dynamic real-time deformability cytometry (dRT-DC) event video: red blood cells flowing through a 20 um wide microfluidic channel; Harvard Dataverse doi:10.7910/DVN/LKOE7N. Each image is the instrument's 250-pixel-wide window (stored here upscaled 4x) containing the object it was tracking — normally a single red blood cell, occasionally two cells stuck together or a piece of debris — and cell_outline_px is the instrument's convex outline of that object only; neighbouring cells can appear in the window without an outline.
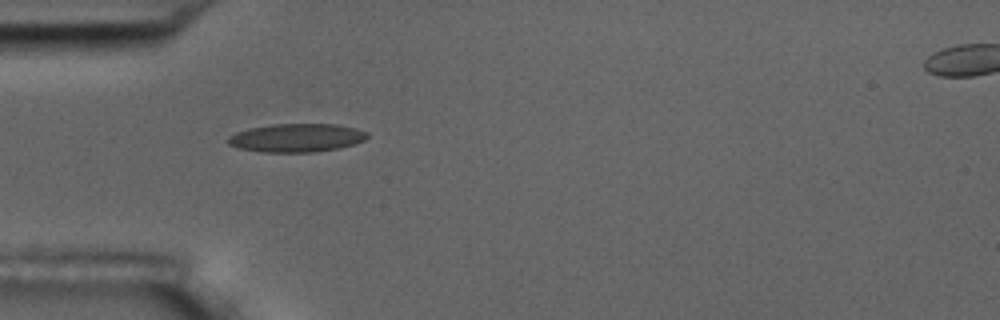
{"species": "common noctule bat (a hibernating species)", "species_latin": "Nyctalus noctula", "temperature_condition": "room temperature", "stored_images_in_passage": 6, "camera_frame_rate_fps": 3000, "um_per_image_px": 0.085, "animal": {"sex": "male", "body_mass_g": 17.5, "forearm_length_mm": 52.3}, "frame": {"image": 1, "passage_image": 4, "time_ms": 3.333, "image_size_px": [1000, 320], "cell_outline_px": [[368, 136], [364, 140], [340, 148], [316, 152], [260, 152], [240, 148], [228, 144], [228, 136], [236, 132], [248, 128], [272, 124], [336, 124], [356, 128], [368, 132]], "centroid_in_image_um": [25.2, 11.71], "position_along_channel_um": 59.8, "area_um2": 23.12}}